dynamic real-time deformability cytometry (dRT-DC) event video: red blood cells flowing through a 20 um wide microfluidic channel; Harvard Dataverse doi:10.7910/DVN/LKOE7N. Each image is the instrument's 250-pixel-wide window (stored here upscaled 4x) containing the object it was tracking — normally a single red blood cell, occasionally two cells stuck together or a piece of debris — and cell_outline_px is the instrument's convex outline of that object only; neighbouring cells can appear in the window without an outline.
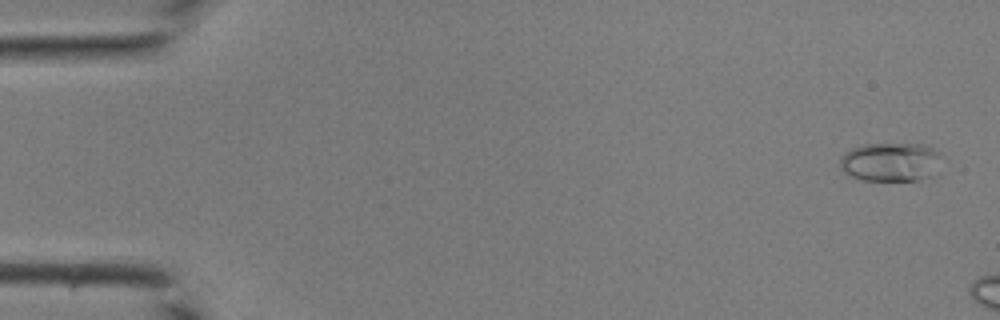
{"species": "common noctule bat (a hibernating species)", "species_latin": "Nyctalus noctula", "temperature_condition": "room temperature", "stored_images_in_passage": 10, "camera_frame_rate_fps": 3000, "um_per_image_px": 0.085, "animal": {"sex": "male", "body_mass_g": 19.0, "forearm_length_mm": 50.8}, "frame": {"image": 1, "passage_image": 2, "time_ms": 0.333, "image_size_px": [1000, 320], "cell_outline_px": [[948, 160], [932, 176], [916, 180], [860, 180], [844, 172], [840, 168], [840, 160], [844, 152], [852, 148], [864, 144], [924, 144], [936, 148]], "centroid_in_image_um": [75.82, 13.75], "position_along_channel_um": 9.2, "area_um2": 23.81}}